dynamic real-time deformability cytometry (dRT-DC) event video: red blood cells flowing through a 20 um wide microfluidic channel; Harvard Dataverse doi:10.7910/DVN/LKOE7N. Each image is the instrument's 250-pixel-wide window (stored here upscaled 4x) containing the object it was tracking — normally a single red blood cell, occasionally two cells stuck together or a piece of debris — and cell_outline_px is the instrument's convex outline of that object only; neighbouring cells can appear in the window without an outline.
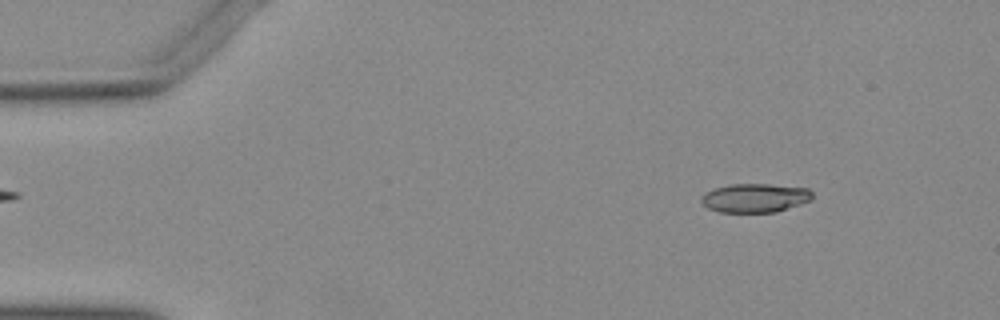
{"species": "Egyptian fruit bat (a non-hibernating species)", "species_latin": "Rousettus aegyptiacus", "temperature_condition": "warm", "stored_images_in_passage": 49, "camera_frame_rate_fps": 3000, "um_per_image_px": 0.085, "animal": {"sex": "female"}, "frame": {"image": 1, "passage_image": 3, "time_ms": 0.667, "image_size_px": [1000, 320], "cell_outline_px": [[812, 200], [776, 212], [720, 212], [708, 208], [700, 200], [700, 196], [704, 192], [716, 188], [732, 184], [768, 184], [808, 188], [812, 192]], "centroid_in_image_um": [64.17, 16.82], "position_along_channel_um": 20.8, "area_um2": 18.67}}
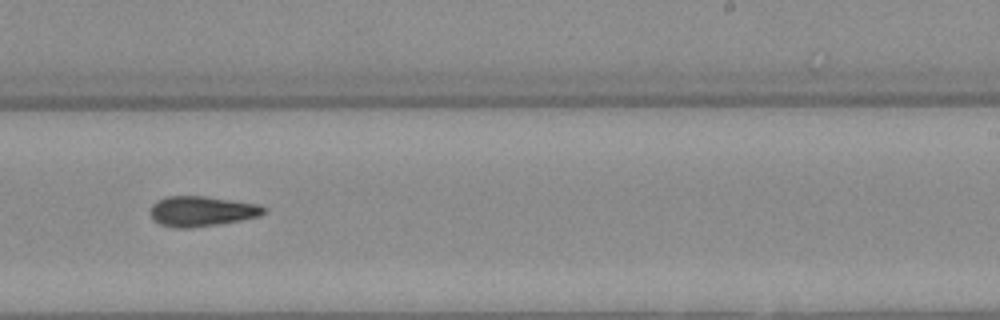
{"frame": {"image": 2, "passage_image": 29, "time_ms": 9.333, "image_size_px": [1000, 320], "cell_outline_px": [[268, 208], [260, 216], [240, 220], [216, 224], [188, 228], [176, 228], [160, 224], [152, 220], [152, 204], [156, 200], [168, 196], [204, 196], [260, 204]], "centroid_in_image_um": [17.16, 17.94], "position_along_channel_um": 271.8, "area_um2": 19.88}}
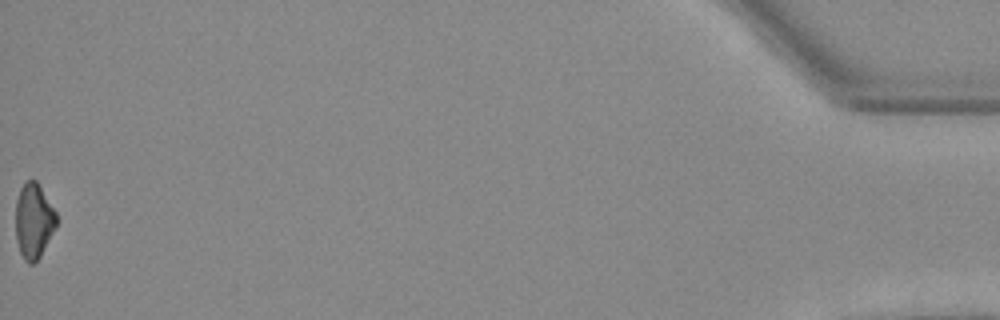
{"frame": {"image": 3, "passage_image": 49, "time_ms": 16.0, "image_size_px": [1000, 320], "cell_outline_px": [[60, 220], [40, 256], [32, 264], [28, 264], [24, 260], [20, 252], [16, 240], [16, 200], [20, 188], [24, 180], [36, 180], [56, 212]], "centroid_in_image_um": [2.87, 18.76], "position_along_channel_um": 432.3, "area_um2": 18.03}}